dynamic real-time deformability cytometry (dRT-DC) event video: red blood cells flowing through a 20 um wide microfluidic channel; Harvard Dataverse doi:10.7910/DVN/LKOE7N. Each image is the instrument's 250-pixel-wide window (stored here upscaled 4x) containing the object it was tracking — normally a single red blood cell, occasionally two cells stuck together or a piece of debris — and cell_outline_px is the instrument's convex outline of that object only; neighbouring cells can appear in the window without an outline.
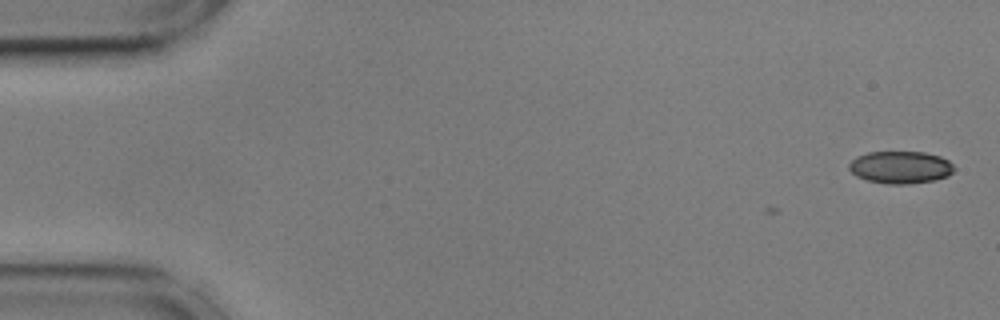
{"species": "common noctule bat (a hibernating species)", "species_latin": "Nyctalus noctula", "temperature_condition": "cold", "stored_images_in_passage": 3, "camera_frame_rate_fps": 3000, "um_per_image_px": 0.085, "animal": {"sex": "male", "body_mass_g": 17.9, "forearm_length_mm": 54.2}, "frame": {"image": 1, "passage_image": 3, "time_ms": 0.667, "image_size_px": [1000, 320], "cell_outline_px": [[956, 168], [948, 176], [932, 180], [908, 184], [888, 184], [868, 180], [856, 176], [848, 168], [848, 164], [856, 156], [868, 152], [924, 152], [940, 156], [948, 160]], "centroid_in_image_um": [76.53, 14.21], "position_along_channel_um": 8.5, "area_um2": 19.83}}